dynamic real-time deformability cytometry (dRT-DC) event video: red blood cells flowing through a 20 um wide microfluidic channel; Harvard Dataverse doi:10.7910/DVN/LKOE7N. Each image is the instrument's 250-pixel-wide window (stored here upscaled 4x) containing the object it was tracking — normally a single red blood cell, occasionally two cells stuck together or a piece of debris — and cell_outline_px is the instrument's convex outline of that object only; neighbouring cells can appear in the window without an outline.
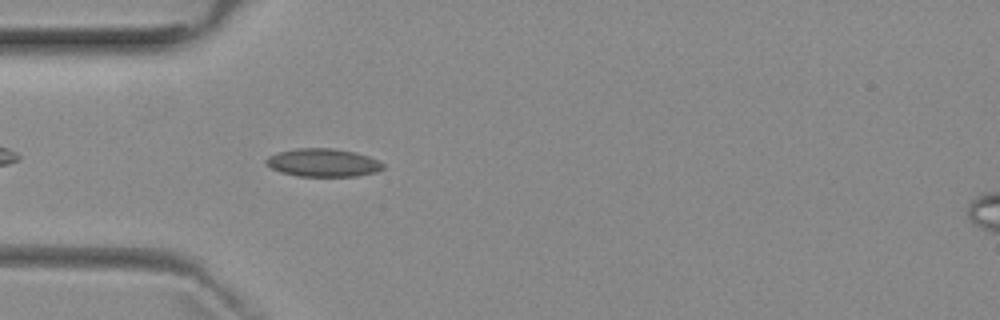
{"species": "common noctule bat (a hibernating species)", "species_latin": "Nyctalus noctula", "temperature_condition": "room temperature", "stored_images_in_passage": 1, "camera_frame_rate_fps": 3000, "um_per_image_px": 0.085, "animal": {"sex": "female", "body_mass_g": 29.2, "forearm_length_mm": 56.3}, "frame": {"image": 1, "passage_image": 1, "time_ms": 0.0, "image_size_px": [1000, 320], "cell_outline_px": [[384, 168], [376, 172], [356, 176], [296, 176], [280, 172], [272, 168], [264, 160], [268, 156], [280, 152], [296, 148], [332, 148], [356, 152], [368, 156], [384, 164]], "centroid_in_image_um": [27.46, 13.83], "position_along_channel_um": 57.5, "area_um2": 19.07}}